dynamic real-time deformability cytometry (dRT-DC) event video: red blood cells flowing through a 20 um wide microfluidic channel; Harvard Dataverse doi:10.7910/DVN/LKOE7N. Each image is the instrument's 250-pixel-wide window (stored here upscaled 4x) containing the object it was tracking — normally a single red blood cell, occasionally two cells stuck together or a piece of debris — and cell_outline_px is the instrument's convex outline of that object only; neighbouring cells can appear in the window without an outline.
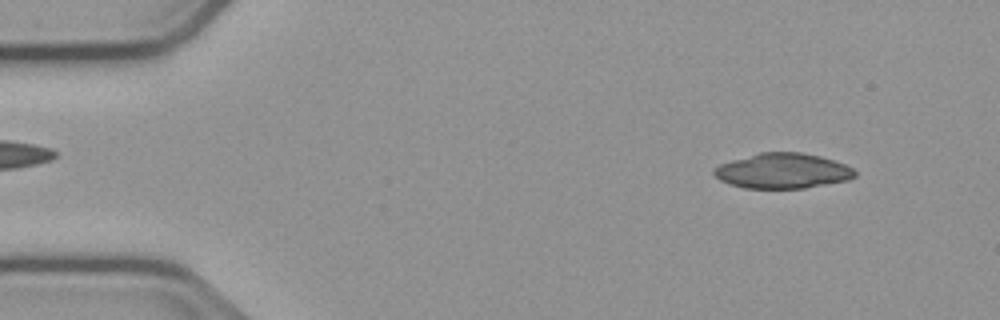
{"species": "common noctule bat (a hibernating species)", "species_latin": "Nyctalus noctula", "temperature_condition": "cold", "stored_images_in_passage": 51, "camera_frame_rate_fps": 3000, "um_per_image_px": 0.085, "animal": {"sex": "male", "body_mass_g": 23.1, "forearm_length_mm": 52.7}, "frame": {"image": 1, "passage_image": 5, "time_ms": 1.333, "image_size_px": [1000, 320], "cell_outline_px": [[856, 176], [848, 180], [804, 188], [744, 188], [728, 184], [720, 180], [712, 172], [712, 168], [720, 164], [732, 160], [760, 152], [800, 152], [820, 156], [844, 164], [852, 168], [856, 172]], "centroid_in_image_um": [66.5, 14.53], "position_along_channel_um": 18.5, "area_um2": 28.84}}